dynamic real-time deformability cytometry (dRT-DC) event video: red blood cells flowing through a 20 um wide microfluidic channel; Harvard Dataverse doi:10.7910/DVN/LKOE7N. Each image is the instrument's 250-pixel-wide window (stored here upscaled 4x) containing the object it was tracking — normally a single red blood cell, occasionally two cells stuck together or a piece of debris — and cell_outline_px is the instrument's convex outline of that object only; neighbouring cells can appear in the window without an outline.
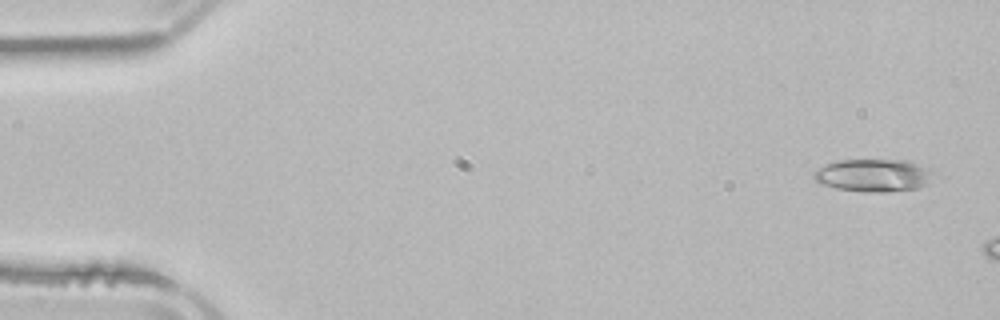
{"species": "common noctule bat (a hibernating species)", "species_latin": "Nyctalus noctula", "temperature_condition": "room temperature", "stored_images_in_passage": 3, "camera_frame_rate_fps": 3000, "um_per_image_px": 0.085, "animal": {"sex": "male", "body_mass_g": 21.5, "forearm_length_mm": 52.0}, "frame": {"image": 1, "passage_image": 1, "time_ms": 0.0, "image_size_px": [1000, 320], "cell_outline_px": [[928, 184], [920, 188], [884, 192], [868, 192], [836, 188], [820, 184], [812, 176], [812, 172], [836, 160], [904, 160], [916, 164], [924, 168]], "centroid_in_image_um": [74.11, 14.91], "position_along_channel_um": 10.9, "area_um2": 22.08}}